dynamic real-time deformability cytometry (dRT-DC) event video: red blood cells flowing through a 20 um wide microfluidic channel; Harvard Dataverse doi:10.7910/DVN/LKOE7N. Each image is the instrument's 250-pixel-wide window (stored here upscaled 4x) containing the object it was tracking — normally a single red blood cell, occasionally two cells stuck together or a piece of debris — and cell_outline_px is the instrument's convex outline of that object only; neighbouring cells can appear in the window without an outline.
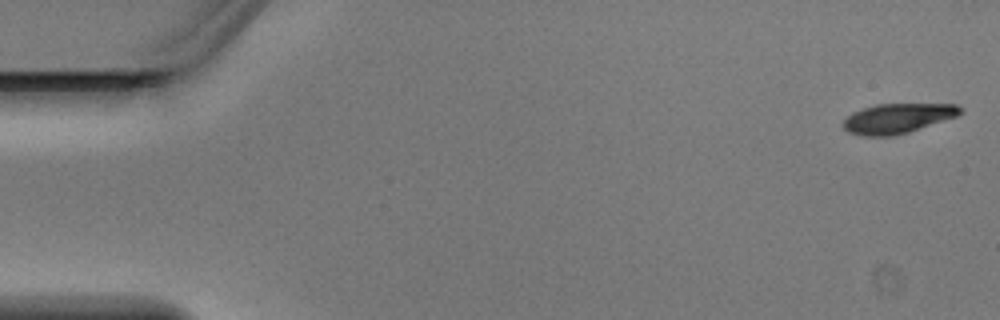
{"species": "Egyptian fruit bat (a non-hibernating species)", "species_latin": "Rousettus aegyptiacus", "temperature_condition": "warm", "stored_images_in_passage": 3, "camera_frame_rate_fps": 3000, "um_per_image_px": 0.085, "animal": {"sex": "male"}, "frame": {"image": 1, "passage_image": 1, "time_ms": 0.0, "image_size_px": [1000, 320], "cell_outline_px": [[964, 112], [956, 116], [908, 132], [892, 136], [864, 136], [848, 132], [840, 124], [852, 112], [876, 104], [956, 104], [964, 108]], "centroid_in_image_um": [76.29, 10.05], "position_along_channel_um": 8.7, "area_um2": 20.29}}
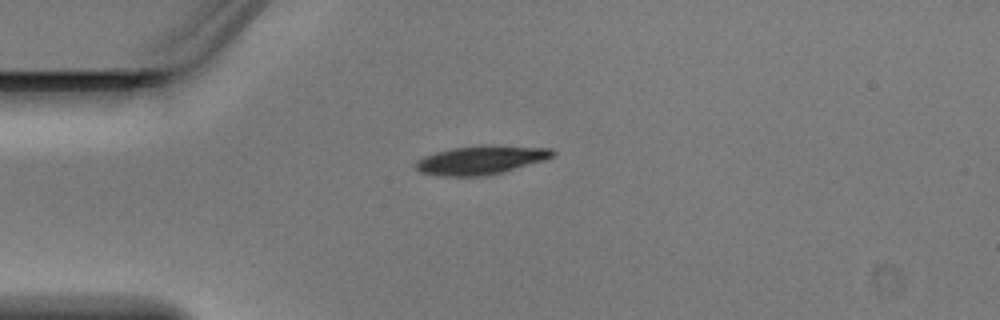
{"frame": {"image": 2, "passage_image": 3, "time_ms": 0.667, "image_size_px": [1000, 320], "cell_outline_px": [[556, 152], [552, 156], [544, 160], [504, 172], [484, 176], [440, 176], [420, 172], [416, 168], [416, 164], [424, 156], [436, 152], [456, 148], [548, 148]], "centroid_in_image_um": [40.82, 13.67], "position_along_channel_um": 44.2, "area_um2": 21.39}}